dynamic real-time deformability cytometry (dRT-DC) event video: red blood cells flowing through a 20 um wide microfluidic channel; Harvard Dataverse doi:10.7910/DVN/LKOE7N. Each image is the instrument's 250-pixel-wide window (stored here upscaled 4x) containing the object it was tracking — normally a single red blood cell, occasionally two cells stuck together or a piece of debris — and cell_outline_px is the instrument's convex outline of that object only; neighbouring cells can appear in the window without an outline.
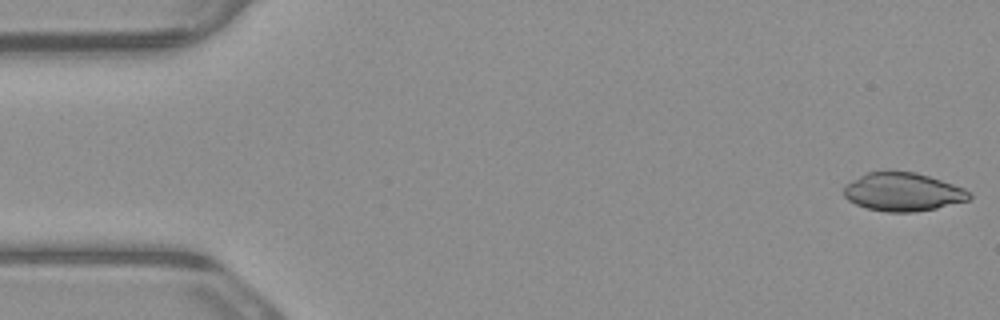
{"species": "common noctule bat (a hibernating species)", "species_latin": "Nyctalus noctula", "temperature_condition": "warm", "stored_images_in_passage": 7, "camera_frame_rate_fps": 3000, "um_per_image_px": 0.085, "animal": {"sex": "male", "body_mass_g": 23.1, "forearm_length_mm": 52.7}, "frame": {"image": 1, "passage_image": 1, "time_ms": 0.0, "image_size_px": [1000, 320], "cell_outline_px": [[972, 196], [968, 200], [936, 208], [916, 212], [888, 212], [864, 208], [848, 200], [844, 196], [844, 184], [868, 172], [888, 168], [916, 172], [964, 188]], "centroid_in_image_um": [76.69, 16.28], "position_along_channel_um": 8.3, "area_um2": 28.5}}